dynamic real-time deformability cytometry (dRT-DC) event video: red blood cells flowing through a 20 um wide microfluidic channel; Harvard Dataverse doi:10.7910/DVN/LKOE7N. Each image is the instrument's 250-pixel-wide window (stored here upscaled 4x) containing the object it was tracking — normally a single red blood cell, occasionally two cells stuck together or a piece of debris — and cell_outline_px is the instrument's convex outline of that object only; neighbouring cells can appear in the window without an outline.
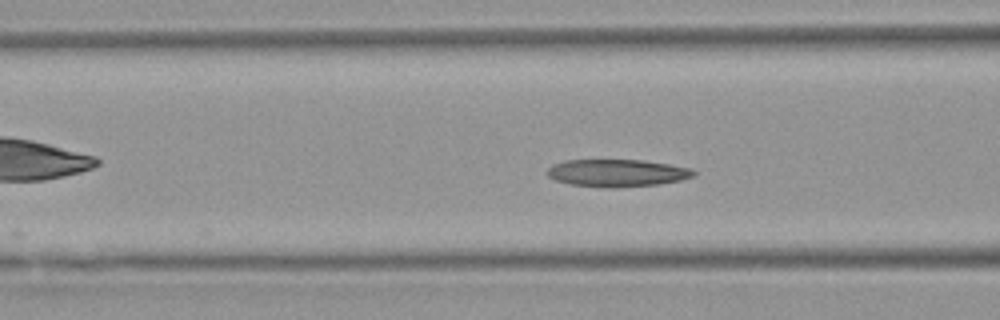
{"species": "Egyptian fruit bat (a non-hibernating species)", "species_latin": "Rousettus aegyptiacus", "temperature_condition": "warm", "stored_images_in_passage": 7, "segment_of_instrument_passage": [1, 2], "camera_frame_rate_fps": 3000, "um_per_image_px": 0.085, "animal": {"sex": "female"}, "frame": {"image": 1, "passage_image": 6, "time_ms": 6.0, "image_size_px": [1000, 320], "cell_outline_px": [[696, 172], [692, 176], [680, 180], [656, 184], [616, 188], [608, 188], [568, 184], [556, 180], [548, 176], [548, 168], [552, 164], [564, 160], [644, 160], [692, 168]], "centroid_in_image_um": [52.42, 14.7], "position_along_channel_um": 114.2, "area_um2": 23.35}}